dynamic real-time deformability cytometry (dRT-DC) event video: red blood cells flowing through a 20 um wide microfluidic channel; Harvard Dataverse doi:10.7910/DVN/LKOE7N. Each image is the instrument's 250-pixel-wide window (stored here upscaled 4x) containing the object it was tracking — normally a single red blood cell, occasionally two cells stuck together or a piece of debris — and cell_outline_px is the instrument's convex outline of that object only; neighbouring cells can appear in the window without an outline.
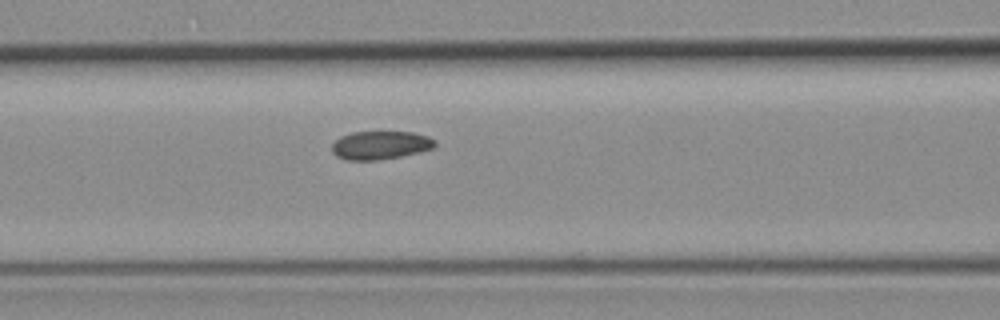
{"species": "common noctule bat (a hibernating species)", "species_latin": "Nyctalus noctula", "temperature_condition": "room temperature", "stored_images_in_passage": 11, "camera_frame_rate_fps": 3000, "um_per_image_px": 0.085, "animal": {"sex": "female", "body_mass_g": 19.3, "forearm_length_mm": 54.1}, "frame": {"image": 1, "passage_image": 10, "time_ms": 3.0, "image_size_px": [1000, 320], "cell_outline_px": [[436, 144], [432, 148], [400, 156], [376, 160], [348, 160], [336, 156], [332, 152], [332, 144], [340, 136], [352, 132], [412, 132], [428, 136], [436, 140]], "centroid_in_image_um": [32.3, 12.33], "position_along_channel_um": 134.3, "area_um2": 16.88}}